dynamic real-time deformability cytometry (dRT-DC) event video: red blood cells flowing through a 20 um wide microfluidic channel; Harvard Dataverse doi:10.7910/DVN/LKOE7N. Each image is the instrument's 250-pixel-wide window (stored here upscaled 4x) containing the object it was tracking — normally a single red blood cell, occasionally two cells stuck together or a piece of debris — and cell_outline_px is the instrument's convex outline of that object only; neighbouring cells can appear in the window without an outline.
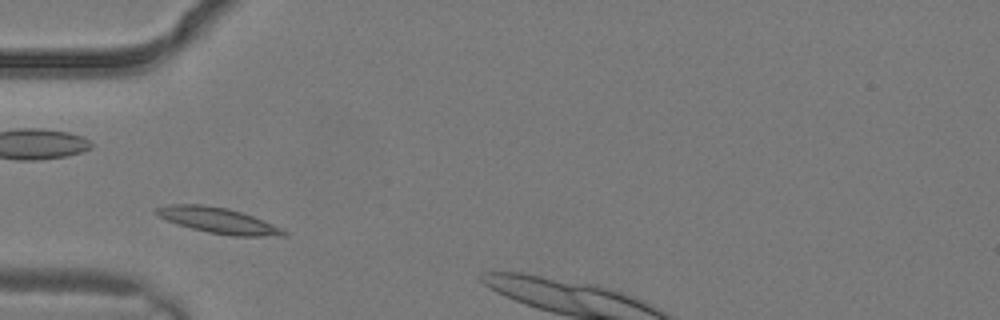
{"species": "common noctule bat (a hibernating species)", "species_latin": "Nyctalus noctula", "temperature_condition": "warm", "stored_images_in_passage": 1, "camera_frame_rate_fps": 3000, "um_per_image_px": 0.085, "animal": {"sex": "male", "body_mass_g": 19.2, "forearm_length_mm": 51.8}, "frame": {"image": 1, "passage_image": 1, "time_ms": 0.0, "image_size_px": [1000, 320], "cell_outline_px": [[288, 232], [280, 236], [232, 236], [208, 232], [192, 228], [168, 220], [152, 212], [152, 208], [172, 204], [200, 204], [228, 208], [252, 216], [280, 228]], "centroid_in_image_um": [18.48, 18.72], "position_along_channel_um": 66.5, "area_um2": 18.67}}